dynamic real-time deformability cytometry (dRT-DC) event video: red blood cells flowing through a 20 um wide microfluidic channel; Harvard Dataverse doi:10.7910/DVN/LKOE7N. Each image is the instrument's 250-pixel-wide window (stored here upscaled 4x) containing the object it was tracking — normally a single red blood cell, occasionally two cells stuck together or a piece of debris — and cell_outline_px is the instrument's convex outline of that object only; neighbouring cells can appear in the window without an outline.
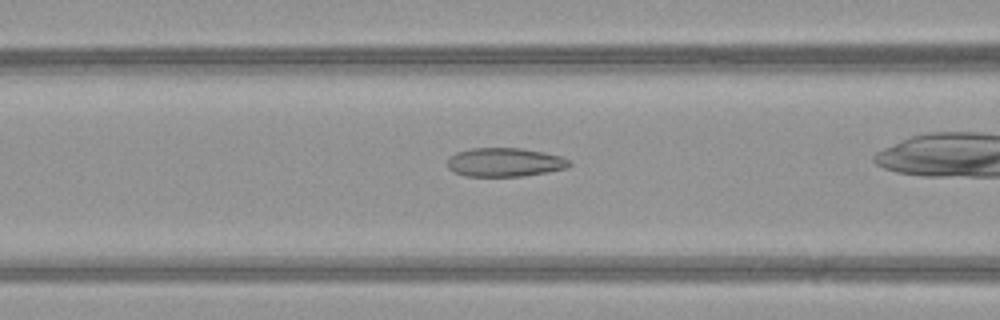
{"species": "common noctule bat (a hibernating species)", "species_latin": "Nyctalus noctula", "temperature_condition": "warm", "stored_images_in_passage": 36, "camera_frame_rate_fps": 3000, "um_per_image_px": 0.085, "animal": {"sex": "female", "body_mass_g": 21.9}, "frame": {"image": 1, "passage_image": 17, "time_ms": 5.333, "image_size_px": [1000, 320], "cell_outline_px": [[572, 164], [568, 168], [548, 172], [524, 176], [464, 176], [452, 172], [448, 168], [448, 156], [456, 152], [472, 148], [520, 148], [544, 152], [560, 156], [572, 160]], "centroid_in_image_um": [42.91, 13.79], "position_along_channel_um": 123.7, "area_um2": 20.75}}
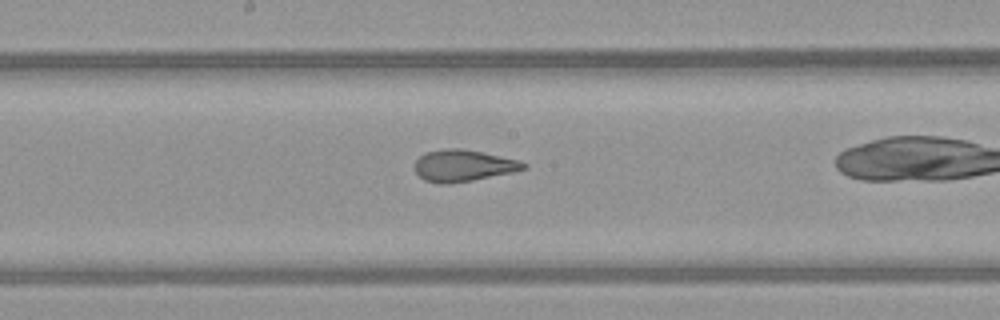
{"frame": {"image": 2, "passage_image": 23, "time_ms": 7.333, "image_size_px": [1000, 320], "cell_outline_px": [[528, 168], [512, 172], [472, 180], [448, 184], [440, 184], [424, 180], [416, 172], [412, 164], [424, 152], [444, 148], [456, 148], [480, 152], [520, 160], [528, 164]], "centroid_in_image_um": [39.34, 14.08], "position_along_channel_um": 208.9, "area_um2": 20.11}}
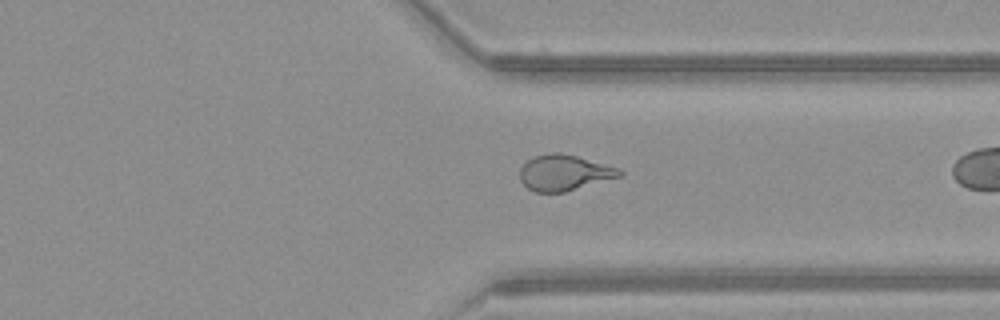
{"frame": {"image": 3, "passage_image": 34, "time_ms": 11.0, "image_size_px": [1000, 320], "cell_outline_px": [[624, 172], [620, 176], [564, 192], [536, 192], [528, 188], [520, 180], [520, 168], [528, 160], [536, 156], [552, 152], [560, 152], [576, 156], [620, 168]], "centroid_in_image_um": [47.95, 14.67], "position_along_channel_um": 363.4, "area_um2": 20.52}}